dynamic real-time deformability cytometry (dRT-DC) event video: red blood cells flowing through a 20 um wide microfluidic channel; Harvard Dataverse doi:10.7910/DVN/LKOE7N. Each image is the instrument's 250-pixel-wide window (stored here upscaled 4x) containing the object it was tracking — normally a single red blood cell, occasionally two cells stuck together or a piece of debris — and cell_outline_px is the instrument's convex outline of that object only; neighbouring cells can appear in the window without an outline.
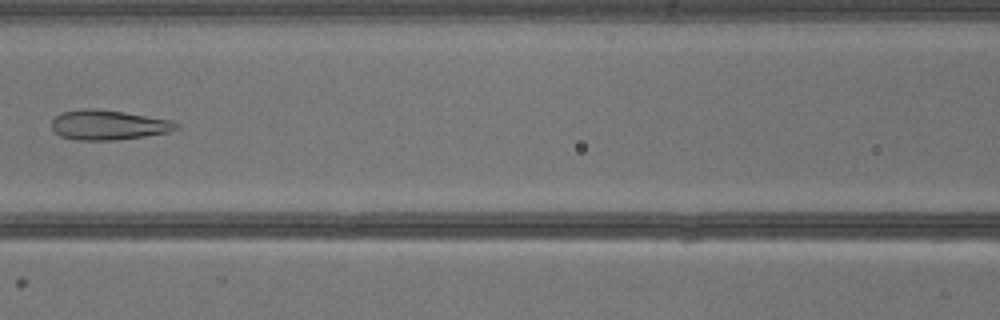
{"species": "common noctule bat (a hibernating species)", "species_latin": "Nyctalus noctula", "temperature_condition": "warm", "stored_images_in_passage": 29, "camera_frame_rate_fps": 3000, "um_per_image_px": 0.085, "animal": {"sex": "male", "body_mass_g": 13.3}, "frame": {"image": 1, "passage_image": 11, "time_ms": 3.333, "image_size_px": [1000, 320], "cell_outline_px": [[180, 128], [168, 132], [144, 136], [116, 140], [76, 140], [60, 136], [52, 128], [52, 120], [56, 116], [64, 112], [84, 108], [96, 108], [124, 112], [172, 120], [180, 124]], "centroid_in_image_um": [9.24, 10.62], "position_along_channel_um": 157.4, "area_um2": 21.68}}
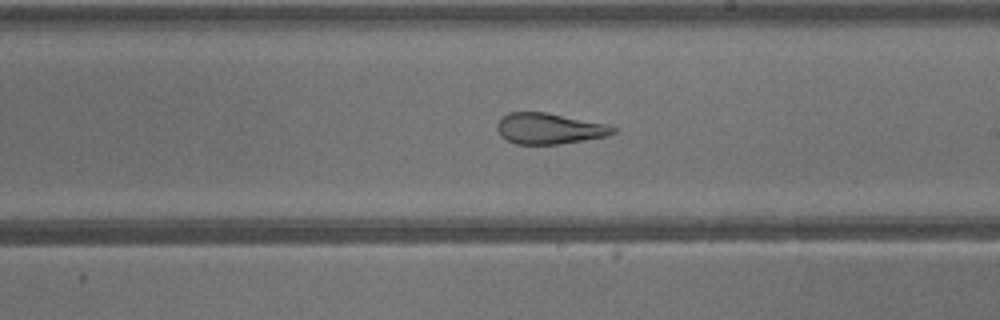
{"frame": {"image": 2, "passage_image": 16, "time_ms": 5.0, "image_size_px": [1000, 320], "cell_outline_px": [[616, 132], [608, 136], [560, 144], [516, 144], [500, 136], [496, 128], [496, 124], [508, 112], [544, 112], [608, 124], [616, 128]], "centroid_in_image_um": [46.69, 10.93], "position_along_channel_um": 242.3, "area_um2": 20.87}}
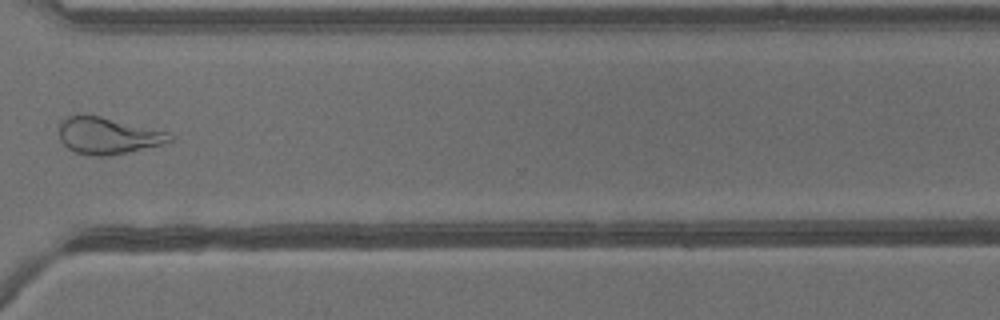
{"frame": {"image": 3, "passage_image": 23, "time_ms": 7.333, "image_size_px": [1000, 320], "cell_outline_px": [[172, 140], [164, 144], [128, 152], [104, 156], [96, 156], [76, 152], [68, 148], [60, 140], [60, 120], [68, 116], [84, 112], [168, 132], [172, 136]], "centroid_in_image_um": [9.13, 11.5], "position_along_channel_um": 361.5, "area_um2": 23.76}}